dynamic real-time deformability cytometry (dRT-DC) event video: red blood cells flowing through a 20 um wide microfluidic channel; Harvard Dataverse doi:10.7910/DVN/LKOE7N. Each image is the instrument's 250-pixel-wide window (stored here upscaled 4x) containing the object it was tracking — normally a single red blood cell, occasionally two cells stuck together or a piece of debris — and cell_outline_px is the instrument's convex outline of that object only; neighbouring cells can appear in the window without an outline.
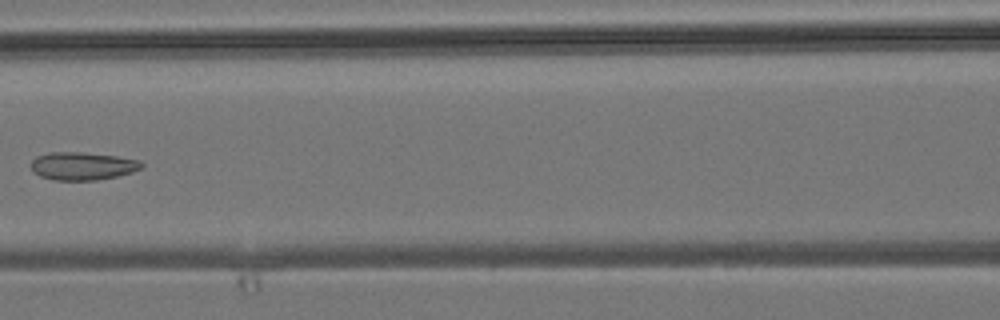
{"species": "common noctule bat (a hibernating species)", "species_latin": "Nyctalus noctula", "temperature_condition": "room temperature", "stored_images_in_passage": 8, "camera_frame_rate_fps": 3000, "um_per_image_px": 0.085, "animal": {"sex": "male", "body_mass_g": 19.2, "forearm_length_mm": 51.8}, "frame": {"image": 1, "passage_image": 7, "time_ms": 7.0, "image_size_px": [1000, 320], "cell_outline_px": [[144, 168], [132, 172], [116, 176], [96, 180], [52, 180], [40, 176], [32, 172], [32, 160], [36, 156], [48, 152], [84, 152], [116, 156], [140, 160], [144, 164]], "centroid_in_image_um": [7.02, 14.1], "position_along_channel_um": 159.6, "area_um2": 18.15}}
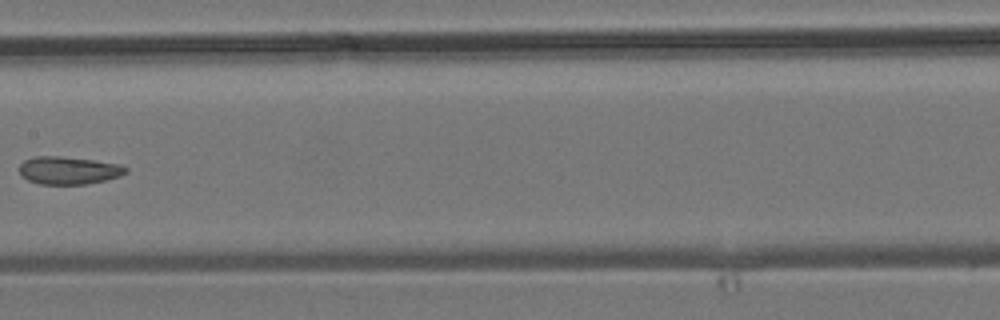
{"frame": {"image": 2, "passage_image": 8, "time_ms": 8.0, "image_size_px": [1000, 320], "cell_outline_px": [[128, 172], [120, 176], [104, 180], [84, 184], [40, 184], [28, 180], [20, 176], [20, 164], [24, 160], [36, 156], [60, 156], [92, 160], [120, 164], [128, 168]], "centroid_in_image_um": [5.82, 14.48], "position_along_channel_um": 201.6, "area_um2": 17.17}}